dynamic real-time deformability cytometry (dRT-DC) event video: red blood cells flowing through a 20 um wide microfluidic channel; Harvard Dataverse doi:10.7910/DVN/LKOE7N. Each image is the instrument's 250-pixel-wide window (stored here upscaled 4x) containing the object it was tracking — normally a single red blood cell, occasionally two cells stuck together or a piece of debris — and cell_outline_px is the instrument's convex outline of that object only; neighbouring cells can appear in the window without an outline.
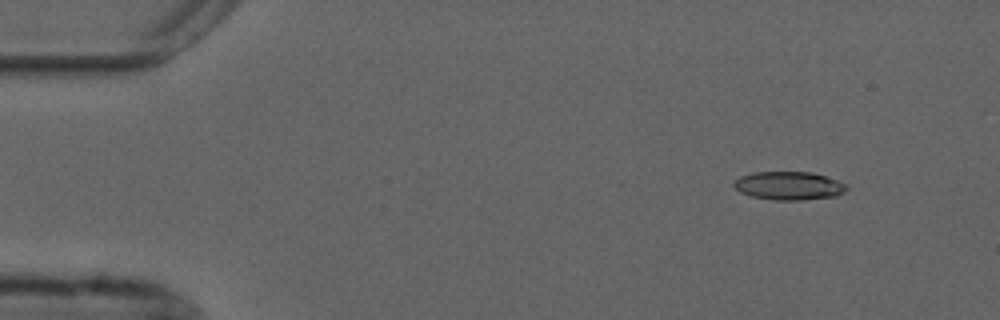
{"species": "common noctule bat (a hibernating species)", "species_latin": "Nyctalus noctula", "temperature_condition": "cold", "stored_images_in_passage": 9, "camera_frame_rate_fps": 3000, "um_per_image_px": 0.085, "animal": {"sex": "male", "forearm_length_mm": 52.5}, "frame": {"image": 1, "passage_image": 1, "time_ms": 0.0, "image_size_px": [1000, 320], "cell_outline_px": [[848, 188], [844, 192], [836, 196], [804, 200], [772, 200], [752, 196], [740, 192], [732, 184], [740, 176], [752, 172], [812, 172], [848, 184]], "centroid_in_image_um": [67.07, 15.79], "position_along_channel_um": 17.9, "area_um2": 18.67}}
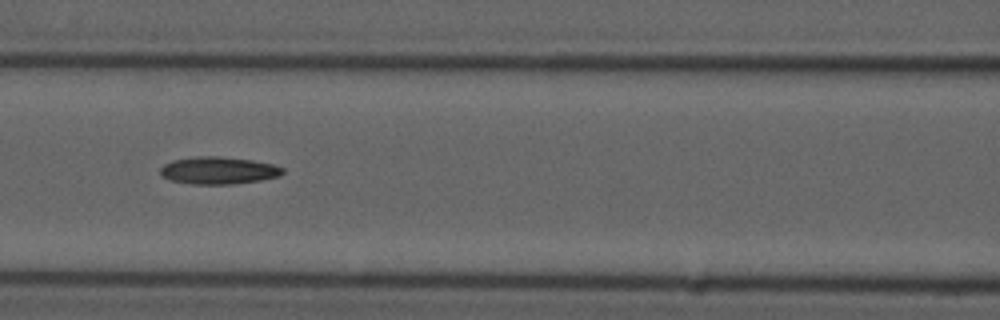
{"frame": {"image": 2, "passage_image": 6, "time_ms": 6.0, "image_size_px": [1000, 320], "cell_outline_px": [[284, 172], [280, 176], [260, 180], [232, 184], [192, 184], [168, 180], [160, 172], [160, 168], [164, 164], [172, 160], [196, 156], [216, 156], [252, 160], [272, 164], [284, 168]], "centroid_in_image_um": [18.56, 14.49], "position_along_channel_um": 148.0, "area_um2": 19.48}}
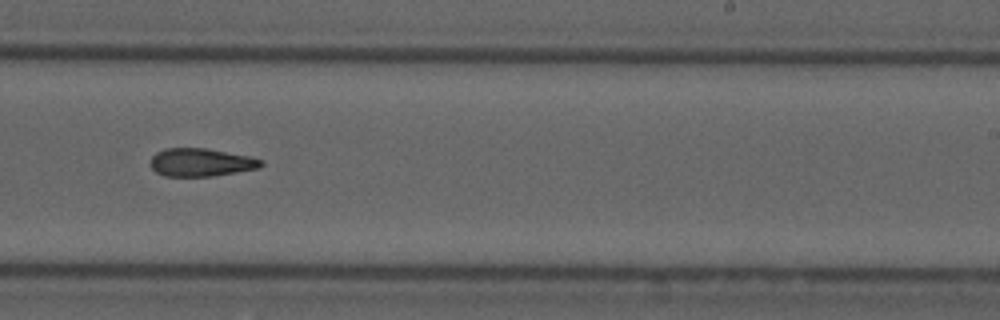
{"frame": {"image": 3, "passage_image": 9, "time_ms": 9.333, "image_size_px": [1000, 320], "cell_outline_px": [[264, 164], [260, 168], [212, 176], [164, 176], [156, 172], [152, 168], [152, 156], [156, 152], [164, 148], [204, 148], [252, 156], [264, 160]], "centroid_in_image_um": [17.13, 13.79], "position_along_channel_um": 271.9, "area_um2": 18.15}}